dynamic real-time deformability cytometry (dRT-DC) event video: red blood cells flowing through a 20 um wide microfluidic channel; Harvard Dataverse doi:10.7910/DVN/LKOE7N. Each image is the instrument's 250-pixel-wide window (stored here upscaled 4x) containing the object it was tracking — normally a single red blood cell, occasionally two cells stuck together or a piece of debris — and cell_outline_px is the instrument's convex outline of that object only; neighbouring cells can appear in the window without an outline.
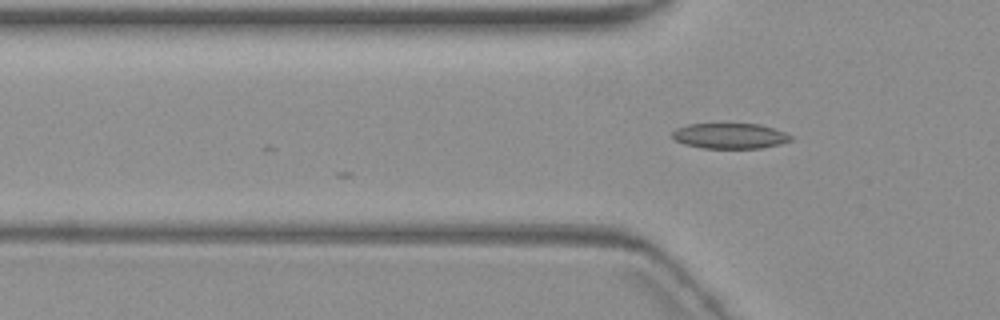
{"species": "common noctule bat (a hibernating species)", "species_latin": "Nyctalus noctula", "temperature_condition": "warm", "stored_images_in_passage": 3, "camera_frame_rate_fps": 3000, "um_per_image_px": 0.085, "animal": {"sex": "female", "body_mass_g": 19.3, "forearm_length_mm": 54.1}, "frame": {"image": 1, "passage_image": 3, "time_ms": 2.333, "image_size_px": [1000, 320], "cell_outline_px": [[792, 140], [780, 144], [760, 148], [700, 148], [684, 144], [676, 140], [672, 136], [672, 132], [676, 128], [688, 124], [760, 124], [784, 132], [792, 136]], "centroid_in_image_um": [62.03, 11.55], "position_along_channel_um": 63.8, "area_um2": 17.51}}